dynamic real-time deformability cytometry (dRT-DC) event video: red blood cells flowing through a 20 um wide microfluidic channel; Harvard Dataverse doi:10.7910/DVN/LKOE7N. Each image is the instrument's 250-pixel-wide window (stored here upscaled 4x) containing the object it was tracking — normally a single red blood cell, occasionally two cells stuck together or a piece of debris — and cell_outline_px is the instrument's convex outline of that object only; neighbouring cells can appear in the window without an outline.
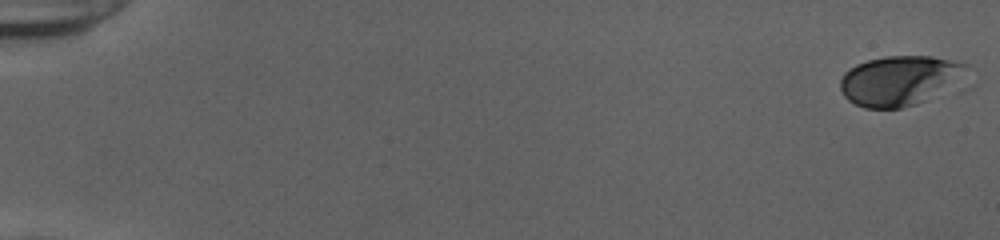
{"species": "human", "species_latin": "Homo sapiens", "temperature_condition": "cold", "stored_images_in_passage": 31, "camera_frame_rate_fps": 3000, "um_per_image_px": 0.085, "donor": {"sex": "female"}, "frame": {"image": 1, "passage_image": 1, "time_ms": 0.0, "image_size_px": [1000, 240], "cell_outline_px": [[968, 64], [928, 100], [916, 104], [900, 108], [864, 108], [848, 100], [844, 96], [840, 88], [840, 80], [844, 72], [848, 68], [856, 64], [868, 60], [884, 56], [932, 56]], "centroid_in_image_um": [76.25, 6.84], "position_along_channel_um": 8.7, "area_um2": 35.26}}
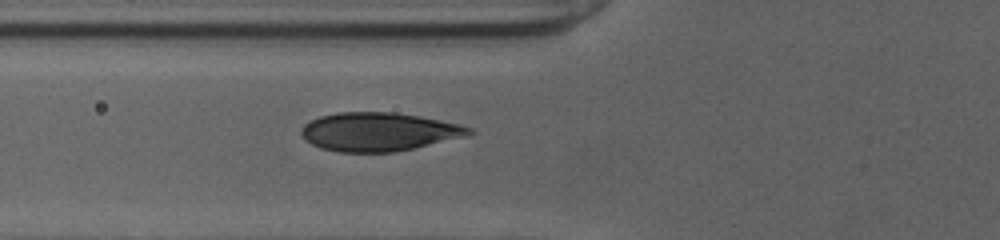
{"frame": {"image": 2, "passage_image": 22, "time_ms": 7.0, "image_size_px": [1000, 240], "cell_outline_px": [[476, 132], [468, 136], [396, 152], [340, 152], [320, 148], [304, 140], [300, 132], [300, 128], [304, 124], [320, 116], [340, 112], [392, 112], [420, 116], [460, 124], [472, 128]], "centroid_in_image_um": [32.21, 11.2], "position_along_channel_um": 93.6, "area_um2": 37.92}}
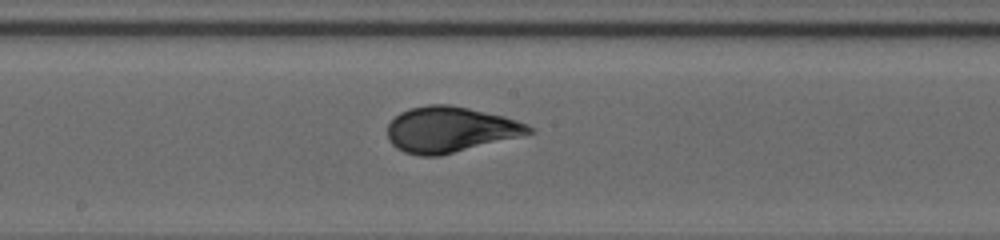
{"frame": {"image": 3, "passage_image": 31, "time_ms": 10.0, "image_size_px": [1000, 240], "cell_outline_px": [[536, 132], [440, 156], [420, 156], [404, 152], [396, 148], [388, 140], [388, 124], [400, 112], [408, 108], [428, 104], [448, 104], [468, 108], [504, 116], [528, 124], [536, 128]], "centroid_in_image_um": [38.26, 11.01], "position_along_channel_um": 209.9, "area_um2": 37.74}}